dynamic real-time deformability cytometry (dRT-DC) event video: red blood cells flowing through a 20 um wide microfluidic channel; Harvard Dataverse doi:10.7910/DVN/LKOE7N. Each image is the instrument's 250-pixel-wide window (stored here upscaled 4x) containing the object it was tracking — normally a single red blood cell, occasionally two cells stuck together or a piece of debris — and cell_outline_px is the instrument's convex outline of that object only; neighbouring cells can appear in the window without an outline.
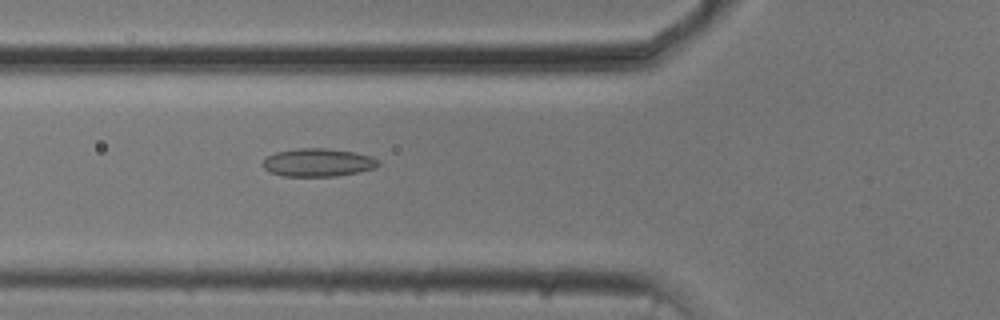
{"species": "common noctule bat (a hibernating species)", "species_latin": "Nyctalus noctula", "temperature_condition": "cold", "stored_images_in_passage": 38, "camera_frame_rate_fps": 3000, "um_per_image_px": 0.085, "animal": {"sex": "male", "body_mass_g": 20.5, "forearm_length_mm": 52.5}, "frame": {"image": 1, "passage_image": 4, "time_ms": 1.0, "image_size_px": [1000, 320], "cell_outline_px": [[380, 164], [376, 168], [336, 176], [284, 176], [272, 172], [264, 168], [264, 160], [268, 156], [276, 152], [296, 148], [328, 148], [356, 152], [372, 156], [380, 160]], "centroid_in_image_um": [27.09, 13.8], "position_along_channel_um": 98.7, "area_um2": 18.9}}
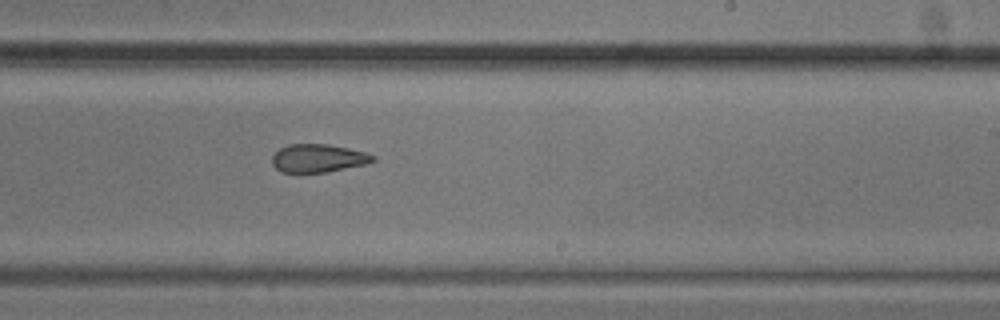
{"frame": {"image": 2, "passage_image": 17, "time_ms": 5.333, "image_size_px": [1000, 320], "cell_outline_px": [[376, 160], [368, 164], [324, 172], [280, 172], [272, 164], [272, 156], [280, 148], [288, 144], [328, 144], [348, 148], [364, 152], [376, 156]], "centroid_in_image_um": [27.05, 13.44], "position_along_channel_um": 261.9, "area_um2": 16.53}}
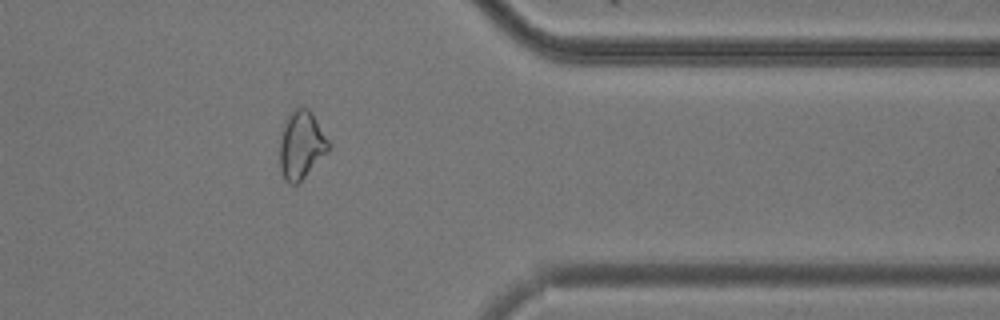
{"frame": {"image": 3, "passage_image": 28, "time_ms": 9.0, "image_size_px": [1000, 320], "cell_outline_px": [[332, 144], [328, 152], [296, 184], [288, 184], [284, 180], [280, 172], [280, 136], [284, 124], [288, 116], [296, 108], [308, 108], [312, 112]], "centroid_in_image_um": [25.62, 12.33], "position_along_channel_um": 385.8, "area_um2": 19.36}, "authors_computed_cell_mechanics": {"area_um2": 18.0914, "velocity_mm_per_s": 3.7534, "shape_relaxation_time_tau1_ms": null, "shape_relaxation_time_tau2_ms": 4.6659, "deformation_change_tau1": null, "deformation_change_tau2": 0.1147}}